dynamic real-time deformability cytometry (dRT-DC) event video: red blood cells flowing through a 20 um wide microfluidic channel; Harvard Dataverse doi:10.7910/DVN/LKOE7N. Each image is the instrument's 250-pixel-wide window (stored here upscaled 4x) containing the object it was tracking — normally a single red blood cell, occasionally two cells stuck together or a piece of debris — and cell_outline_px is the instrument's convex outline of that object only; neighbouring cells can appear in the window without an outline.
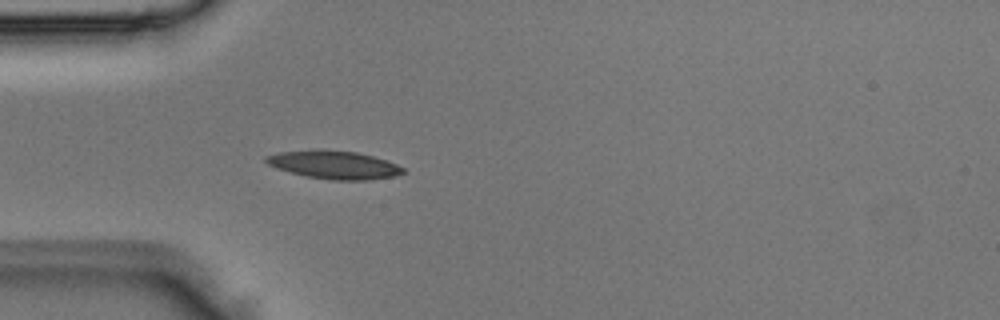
{"species": "Egyptian fruit bat (a non-hibernating species)", "species_latin": "Rousettus aegyptiacus", "temperature_condition": "room temperature", "stored_images_in_passage": 3, "camera_frame_rate_fps": 3000, "um_per_image_px": 0.085, "animal": {"sex": "male"}, "frame": {"image": 1, "passage_image": 3, "time_ms": 0.667, "image_size_px": [1000, 320], "cell_outline_px": [[404, 172], [396, 176], [368, 180], [332, 180], [304, 176], [276, 168], [268, 164], [264, 160], [264, 156], [280, 152], [316, 148], [320, 148], [356, 152], [372, 156], [396, 164], [404, 168]], "centroid_in_image_um": [28.34, 13.99], "position_along_channel_um": 56.7, "area_um2": 22.72}}